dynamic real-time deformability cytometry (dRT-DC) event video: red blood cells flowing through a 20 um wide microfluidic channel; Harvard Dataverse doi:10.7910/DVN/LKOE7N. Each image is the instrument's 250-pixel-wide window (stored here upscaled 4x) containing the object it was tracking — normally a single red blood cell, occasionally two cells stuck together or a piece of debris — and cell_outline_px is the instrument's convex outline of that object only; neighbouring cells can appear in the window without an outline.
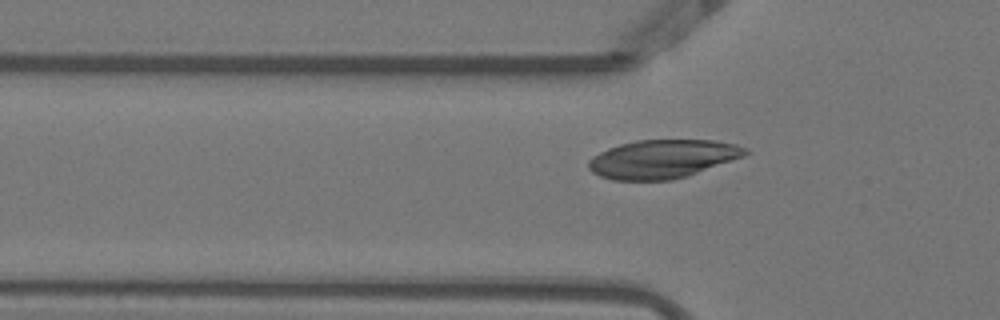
{"species": "Egyptian fruit bat (a non-hibernating species)", "species_latin": "Rousettus aegyptiacus", "temperature_condition": "warm", "stored_images_in_passage": 32, "camera_frame_rate_fps": 3000, "um_per_image_px": 0.085, "animal": {"sex": "female"}, "frame": {"image": 1, "passage_image": 2, "time_ms": 0.333, "image_size_px": [1000, 320], "cell_outline_px": [[752, 152], [744, 156], [688, 176], [672, 180], [612, 180], [600, 176], [592, 172], [588, 168], [588, 160], [592, 156], [608, 148], [620, 144], [636, 140], [716, 140], [736, 144], [748, 148]], "centroid_in_image_um": [56.33, 13.51], "position_along_channel_um": 69.5, "area_um2": 35.43}}
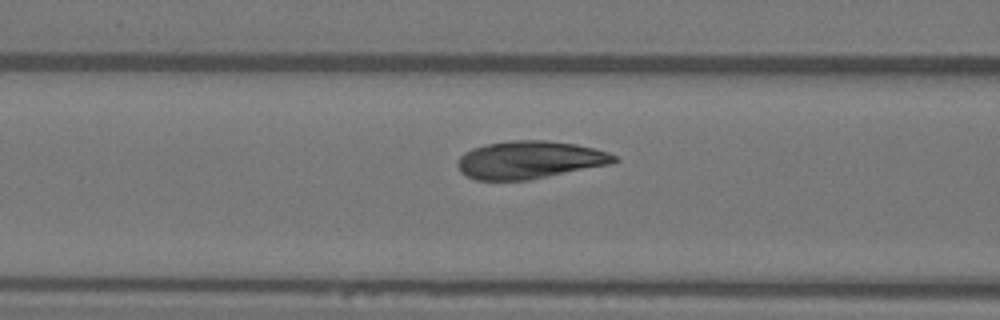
{"frame": {"image": 2, "passage_image": 6, "time_ms": 1.667, "image_size_px": [1000, 320], "cell_outline_px": [[620, 160], [612, 164], [528, 180], [476, 180], [464, 176], [460, 172], [456, 164], [460, 156], [464, 152], [472, 148], [488, 144], [512, 140], [548, 140], [576, 144], [596, 148], [608, 152], [616, 156]], "centroid_in_image_um": [45.02, 13.59], "position_along_channel_um": 121.6, "area_um2": 34.74}}
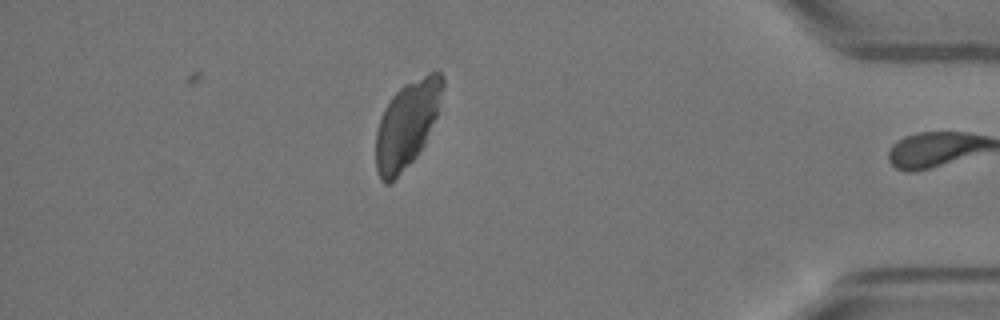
{"frame": {"image": 3, "passage_image": 31, "time_ms": 10.0, "image_size_px": [1000, 320], "cell_outline_px": [[444, 84], [436, 116], [424, 144], [416, 156], [388, 184], [384, 184], [380, 180], [376, 168], [376, 132], [384, 108], [392, 96], [404, 84], [428, 72], [440, 72], [444, 76]], "centroid_in_image_um": [34.58, 10.53], "position_along_channel_um": 400.6, "area_um2": 33.18}}